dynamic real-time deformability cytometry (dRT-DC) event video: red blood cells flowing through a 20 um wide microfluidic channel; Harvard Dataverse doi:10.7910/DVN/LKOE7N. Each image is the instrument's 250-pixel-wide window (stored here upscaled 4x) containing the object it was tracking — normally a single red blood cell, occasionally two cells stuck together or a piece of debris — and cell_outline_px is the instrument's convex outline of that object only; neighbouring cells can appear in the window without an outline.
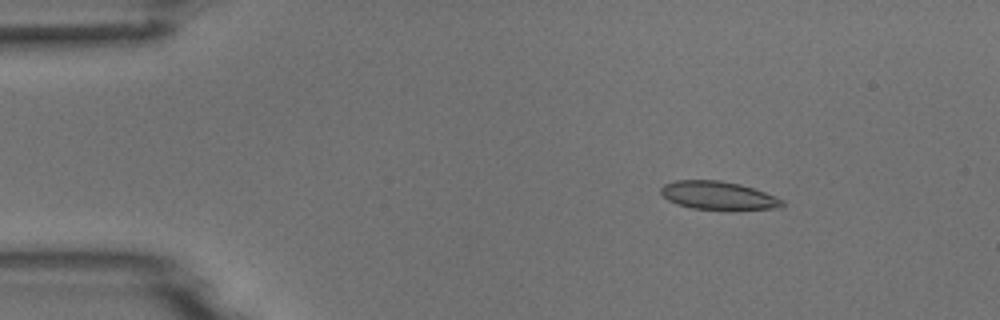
{"species": "common noctule bat (a hibernating species)", "species_latin": "Nyctalus noctula", "temperature_condition": "room temperature", "stored_images_in_passage": 4, "camera_frame_rate_fps": 3000, "um_per_image_px": 0.085, "animal": {"sex": "male", "body_mass_g": 18.8}, "frame": {"image": 1, "passage_image": 2, "time_ms": 2.0, "image_size_px": [1000, 320], "cell_outline_px": [[784, 204], [780, 208], [692, 208], [676, 204], [668, 200], [660, 192], [660, 188], [664, 184], [676, 180], [720, 180], [740, 184], [776, 196], [784, 200]], "centroid_in_image_um": [61.01, 16.59], "position_along_channel_um": 24.0, "area_um2": 19.48}}